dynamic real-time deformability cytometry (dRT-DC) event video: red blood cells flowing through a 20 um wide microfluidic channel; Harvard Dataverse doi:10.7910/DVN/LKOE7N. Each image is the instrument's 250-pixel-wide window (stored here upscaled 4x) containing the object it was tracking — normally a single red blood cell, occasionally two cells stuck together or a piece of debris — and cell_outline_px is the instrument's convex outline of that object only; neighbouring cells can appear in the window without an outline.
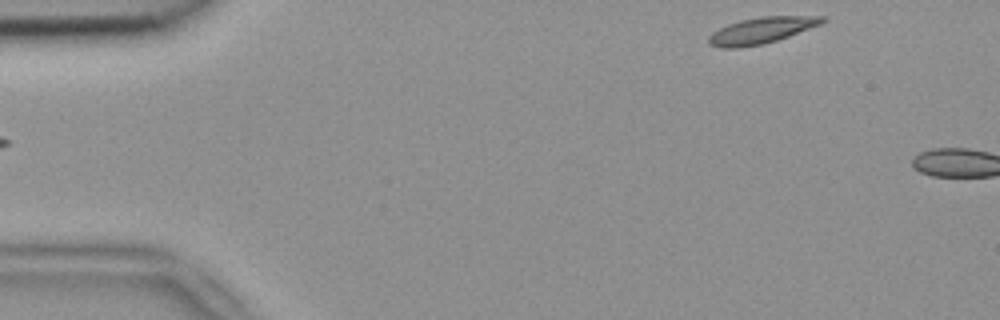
{"species": "common noctule bat (a hibernating species)", "species_latin": "Nyctalus noctula", "temperature_condition": "room temperature", "stored_images_in_passage": 4, "camera_frame_rate_fps": 3000, "um_per_image_px": 0.085, "animal": {"sex": "female", "body_mass_g": 18.4}, "frame": {"image": 1, "passage_image": 4, "time_ms": 1.0, "image_size_px": [1000, 320], "cell_outline_px": [[828, 20], [820, 24], [788, 36], [764, 44], [740, 48], [720, 48], [708, 44], [708, 36], [712, 32], [728, 24], [740, 20], [760, 16], [824, 16]], "centroid_in_image_um": [64.68, 2.59], "position_along_channel_um": 20.3, "area_um2": 17.4}}